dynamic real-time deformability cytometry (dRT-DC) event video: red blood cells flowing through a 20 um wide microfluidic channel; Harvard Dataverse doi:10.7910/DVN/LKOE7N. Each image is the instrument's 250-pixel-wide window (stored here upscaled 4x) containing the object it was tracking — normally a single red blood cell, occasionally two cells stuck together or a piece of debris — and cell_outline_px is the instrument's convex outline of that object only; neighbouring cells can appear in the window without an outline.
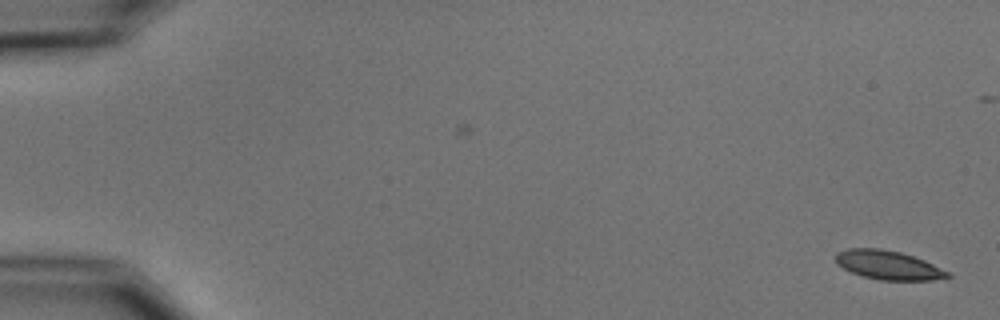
{"species": "common noctule bat (a hibernating species)", "species_latin": "Nyctalus noctula", "temperature_condition": "cold", "stored_images_in_passage": 2, "camera_frame_rate_fps": 3000, "um_per_image_px": 0.085, "animal": {"sex": "male", "body_mass_g": 15.6}, "frame": {"image": 1, "passage_image": 2, "time_ms": 1.0, "image_size_px": [1000, 320], "cell_outline_px": [[952, 276], [932, 280], [880, 280], [860, 276], [836, 264], [836, 252], [848, 248], [880, 248], [900, 252], [924, 260], [948, 272]], "centroid_in_image_um": [75.45, 22.53], "position_along_channel_um": 9.5, "area_um2": 18.79}}